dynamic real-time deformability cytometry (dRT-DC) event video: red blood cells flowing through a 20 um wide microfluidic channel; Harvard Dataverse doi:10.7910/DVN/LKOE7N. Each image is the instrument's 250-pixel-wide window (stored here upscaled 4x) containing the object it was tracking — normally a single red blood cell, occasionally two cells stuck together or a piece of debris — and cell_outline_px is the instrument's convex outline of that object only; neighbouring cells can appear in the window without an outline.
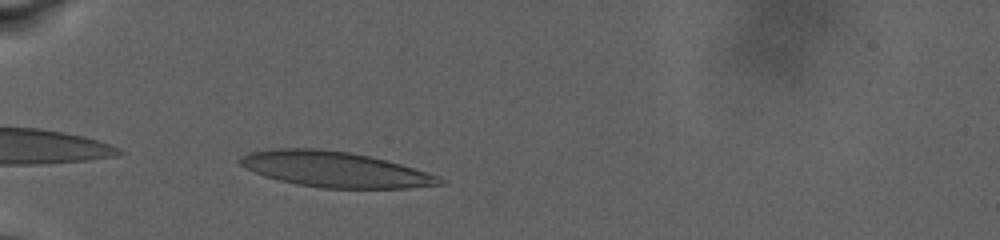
{"species": "human", "species_latin": "Homo sapiens", "temperature_condition": "warm", "stored_images_in_passage": 79, "camera_frame_rate_fps": 3000, "um_per_image_px": 0.085, "donor": {"sex": "male"}, "frame": {"image": 1, "passage_image": 2, "time_ms": 0.333, "image_size_px": [1000, 240], "cell_outline_px": [[448, 184], [408, 188], [320, 188], [296, 184], [264, 176], [240, 164], [236, 160], [240, 156], [248, 152], [272, 148], [316, 148], [352, 152], [388, 160], [428, 172], [440, 176], [448, 180]], "centroid_in_image_um": [28.53, 14.39], "position_along_channel_um": 56.5, "area_um2": 41.85}}
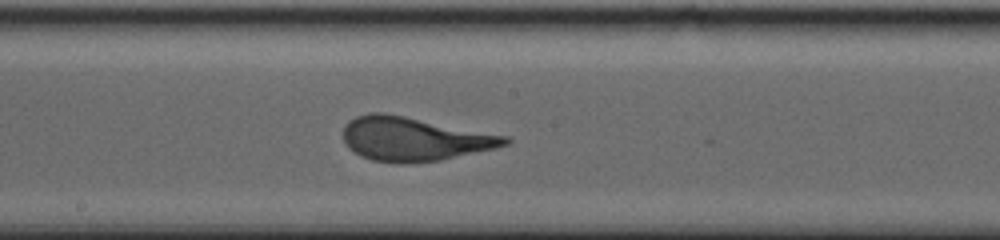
{"frame": {"image": 2, "passage_image": 36, "time_ms": 7.667, "image_size_px": [1000, 240], "cell_outline_px": [[512, 140], [508, 144], [496, 148], [440, 160], [400, 164], [396, 164], [372, 160], [360, 156], [348, 148], [344, 140], [344, 128], [356, 116], [372, 112], [384, 112], [508, 136]], "centroid_in_image_um": [35.2, 11.82], "position_along_channel_um": 213.0, "area_um2": 41.21}}
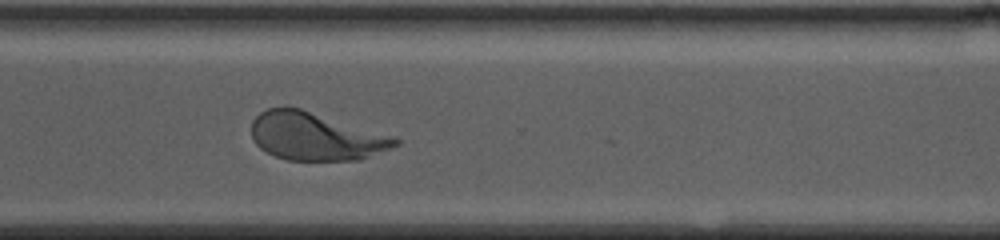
{"frame": {"image": 3, "passage_image": 65, "time_ms": 13.0, "image_size_px": [1000, 240], "cell_outline_px": [[400, 144], [360, 160], [288, 160], [276, 156], [260, 148], [256, 144], [252, 136], [252, 120], [260, 112], [268, 108], [284, 104], [300, 108], [400, 140]], "centroid_in_image_um": [26.73, 11.58], "position_along_channel_um": 343.9, "area_um2": 39.54}}